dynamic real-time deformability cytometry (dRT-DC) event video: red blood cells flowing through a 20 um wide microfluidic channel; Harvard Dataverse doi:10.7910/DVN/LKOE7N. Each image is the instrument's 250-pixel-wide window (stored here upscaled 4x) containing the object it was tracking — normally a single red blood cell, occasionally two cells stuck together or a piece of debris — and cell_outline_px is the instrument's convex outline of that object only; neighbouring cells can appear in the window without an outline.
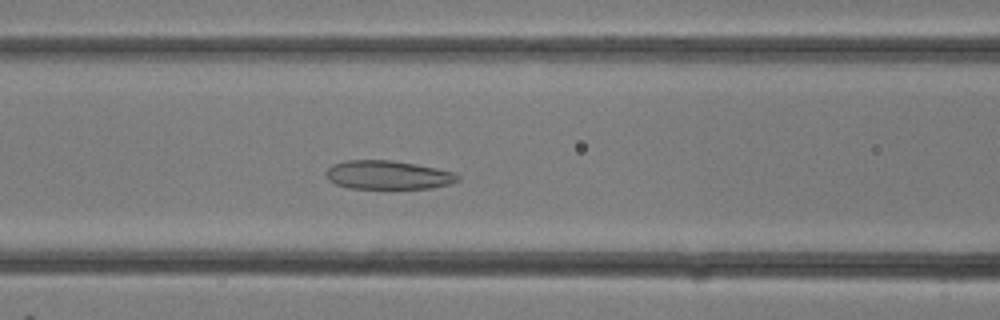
{"species": "common noctule bat (a hibernating species)", "species_latin": "Nyctalus noctula", "temperature_condition": "room temperature", "stored_images_in_passage": 20, "camera_frame_rate_fps": 3000, "um_per_image_px": 0.085, "animal": {"sex": "female"}, "frame": {"image": 1, "passage_image": 12, "time_ms": 3.667, "image_size_px": [1000, 320], "cell_outline_px": [[460, 180], [448, 184], [432, 188], [348, 188], [336, 184], [328, 180], [324, 176], [324, 172], [332, 164], [348, 160], [392, 160], [416, 164], [436, 168], [452, 172], [460, 176]], "centroid_in_image_um": [32.93, 14.87], "position_along_channel_um": 133.7, "area_um2": 22.08}}
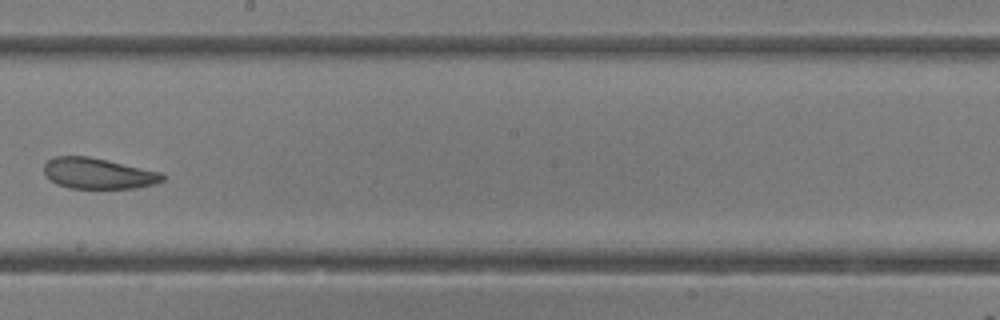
{"frame": {"image": 2, "passage_image": 17, "time_ms": 5.333, "image_size_px": [1000, 320], "cell_outline_px": [[164, 180], [156, 184], [136, 188], [68, 188], [56, 184], [44, 172], [44, 164], [52, 156], [88, 156], [164, 172]], "centroid_in_image_um": [8.38, 14.74], "position_along_channel_um": 239.8, "area_um2": 21.44}}
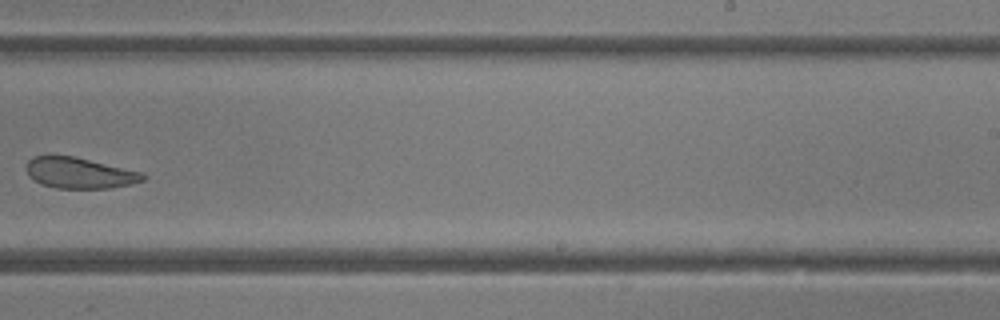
{"frame": {"image": 3, "passage_image": 19, "time_ms": 6.0, "image_size_px": [1000, 320], "cell_outline_px": [[148, 176], [144, 180], [112, 188], [56, 188], [40, 184], [28, 176], [28, 160], [32, 156], [48, 152], [76, 156], [144, 172]], "centroid_in_image_um": [6.73, 14.65], "position_along_channel_um": 282.3, "area_um2": 21.73}}